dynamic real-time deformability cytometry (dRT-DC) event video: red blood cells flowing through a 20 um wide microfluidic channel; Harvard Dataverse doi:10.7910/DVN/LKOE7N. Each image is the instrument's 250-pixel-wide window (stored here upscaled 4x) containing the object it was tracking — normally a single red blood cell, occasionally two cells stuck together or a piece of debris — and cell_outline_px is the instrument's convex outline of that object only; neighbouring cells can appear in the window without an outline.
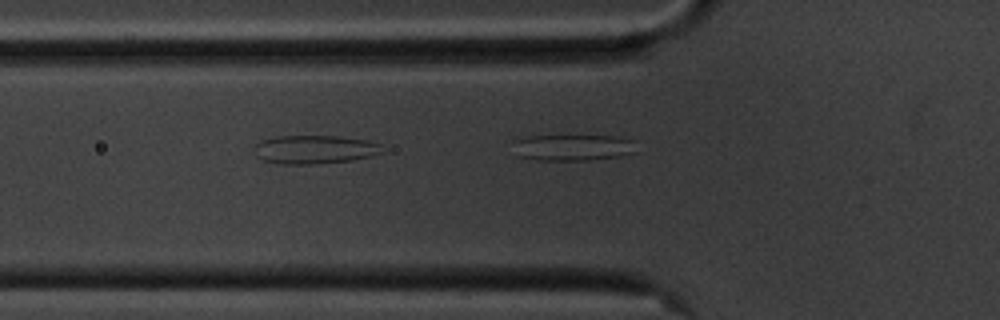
{"species": "common noctule bat (a hibernating species)", "species_latin": "Nyctalus noctula", "temperature_condition": "cold", "stored_images_in_passage": 9, "segment_of_instrument_passage": [2, 2], "camera_frame_rate_fps": 3000, "um_per_image_px": 0.085, "animal": {"sex": "male", "body_mass_g": 20.1, "forearm_length_mm": 53.5}, "frame": {"image": 1, "passage_image": 9, "time_ms": 2.667, "image_size_px": [1000, 320], "cell_outline_px": [[636, 152], [620, 156], [588, 160], [536, 160], [516, 156], [512, 140], [528, 136], [616, 136], [636, 140]], "centroid_in_image_um": [48.69, 12.53], "position_along_channel_um": 77.1, "area_um2": 19.19}}